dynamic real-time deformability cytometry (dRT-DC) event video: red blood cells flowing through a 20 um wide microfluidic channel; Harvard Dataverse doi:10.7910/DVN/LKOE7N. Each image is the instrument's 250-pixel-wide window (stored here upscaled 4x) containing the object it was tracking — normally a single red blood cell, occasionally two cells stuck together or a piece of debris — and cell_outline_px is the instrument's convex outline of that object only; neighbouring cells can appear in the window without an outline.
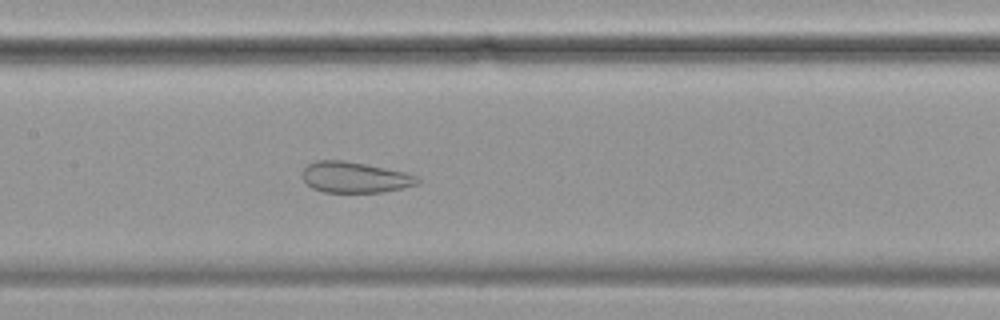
{"species": "common noctule bat (a hibernating species)", "species_latin": "Nyctalus noctula", "temperature_condition": "cold", "stored_images_in_passage": 57, "camera_frame_rate_fps": 3000, "um_per_image_px": 0.085, "animal": {"sex": "female", "body_mass_g": 19.9}, "frame": {"image": 1, "passage_image": 26, "time_ms": 8.333, "image_size_px": [1000, 320], "cell_outline_px": [[420, 180], [416, 184], [400, 188], [380, 192], [324, 192], [312, 188], [304, 180], [304, 168], [308, 164], [316, 160], [344, 160], [404, 172], [416, 176]], "centroid_in_image_um": [30.13, 15.07], "position_along_channel_um": 177.3, "area_um2": 20.29}}
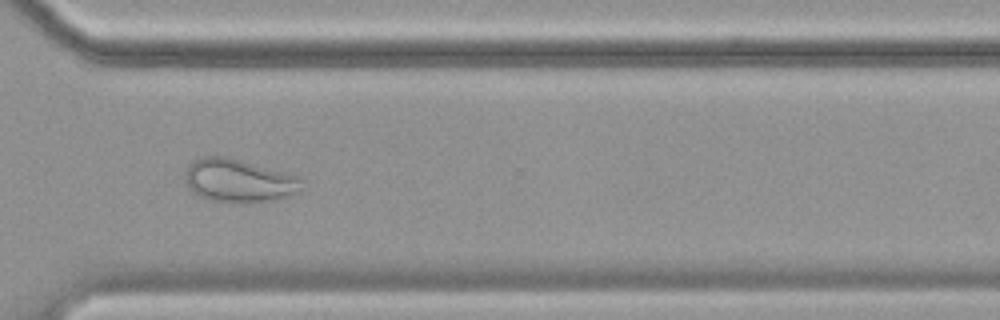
{"frame": {"image": 2, "passage_image": 41, "time_ms": 13.333, "image_size_px": [1000, 320], "cell_outline_px": [[304, 180], [288, 196], [272, 200], [240, 204], [208, 200], [192, 192], [188, 188], [184, 180], [184, 172], [188, 164], [192, 160], [204, 156], [228, 156], [300, 176]], "centroid_in_image_um": [20.2, 15.34], "position_along_channel_um": 350.4, "area_um2": 29.71}}
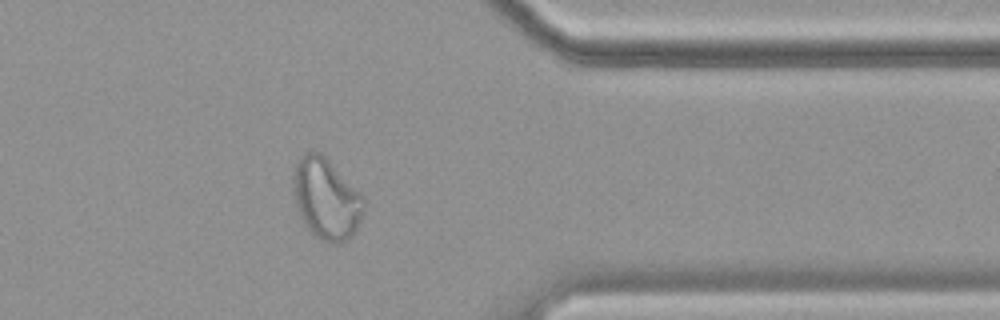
{"frame": {"image": 3, "passage_image": 45, "time_ms": 14.667, "image_size_px": [1000, 320], "cell_outline_px": [[364, 208], [356, 232], [348, 240], [336, 244], [332, 244], [320, 240], [304, 224], [296, 208], [292, 196], [292, 176], [296, 164], [300, 156], [304, 152], [320, 152], [360, 192], [364, 200]], "centroid_in_image_um": [27.7, 16.92], "position_along_channel_um": 383.7, "area_um2": 33.58}}